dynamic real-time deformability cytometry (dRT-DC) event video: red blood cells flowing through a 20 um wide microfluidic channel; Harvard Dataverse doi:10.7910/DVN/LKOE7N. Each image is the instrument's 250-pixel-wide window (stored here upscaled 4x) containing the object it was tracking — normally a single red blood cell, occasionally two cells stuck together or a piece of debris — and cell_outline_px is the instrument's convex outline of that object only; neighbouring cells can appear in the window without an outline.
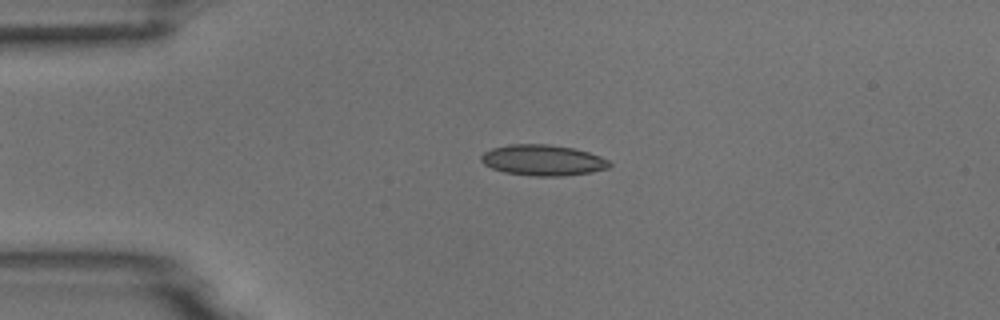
{"species": "common noctule bat (a hibernating species)", "species_latin": "Nyctalus noctula", "temperature_condition": "room temperature", "stored_images_in_passage": 2, "camera_frame_rate_fps": 3000, "um_per_image_px": 0.085, "animal": {"sex": "male", "body_mass_g": 18.8}, "frame": {"image": 1, "passage_image": 1, "time_ms": 0.0, "image_size_px": [1000, 320], "cell_outline_px": [[612, 164], [608, 168], [592, 172], [564, 176], [532, 176], [504, 172], [492, 168], [484, 164], [480, 160], [480, 156], [484, 152], [492, 148], [508, 144], [548, 144], [572, 148], [588, 152], [600, 156], [608, 160]], "centroid_in_image_um": [46.13, 13.62], "position_along_channel_um": 38.9, "area_um2": 23.12}}